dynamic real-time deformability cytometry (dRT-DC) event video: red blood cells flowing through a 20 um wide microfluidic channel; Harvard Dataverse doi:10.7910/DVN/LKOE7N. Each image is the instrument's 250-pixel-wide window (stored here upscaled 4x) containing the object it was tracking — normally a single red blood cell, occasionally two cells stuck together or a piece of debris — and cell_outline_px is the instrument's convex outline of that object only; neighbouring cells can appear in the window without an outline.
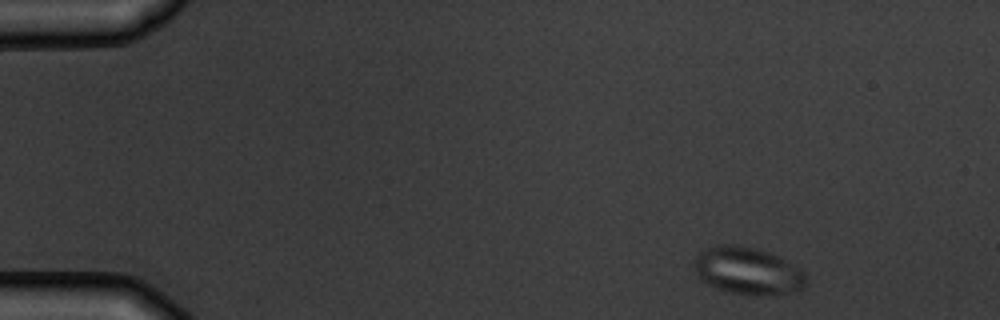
{"species": "common noctule bat (a hibernating species)", "species_latin": "Nyctalus noctula", "temperature_condition": "warm", "stored_images_in_passage": 3, "camera_frame_rate_fps": 3000, "um_per_image_px": 0.085, "animal": {"sex": "male", "body_mass_g": 19.5, "forearm_length_mm": 54.6}, "frame": {"image": 1, "passage_image": 3, "time_ms": 3.333, "image_size_px": [1000, 320], "cell_outline_px": [[804, 284], [800, 288], [772, 296], [756, 296], [732, 292], [716, 288], [700, 280], [692, 264], [696, 256], [700, 252], [716, 244], [736, 244], [756, 248], [768, 252], [800, 268], [804, 272]], "centroid_in_image_um": [63.49, 23.01], "position_along_channel_um": 21.5, "area_um2": 30.69}}